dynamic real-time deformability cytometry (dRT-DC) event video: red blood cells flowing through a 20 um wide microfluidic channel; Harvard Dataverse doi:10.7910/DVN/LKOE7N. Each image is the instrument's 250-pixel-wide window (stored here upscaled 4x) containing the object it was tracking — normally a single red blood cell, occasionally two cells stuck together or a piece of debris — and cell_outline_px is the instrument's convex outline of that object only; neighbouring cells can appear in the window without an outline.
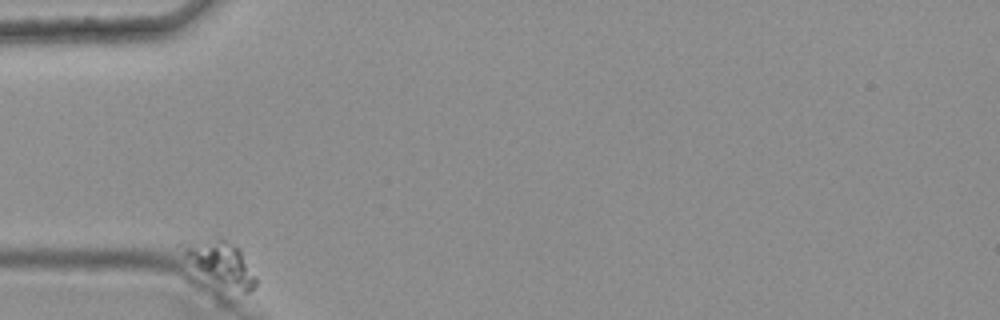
{"species": "common noctule bat (a hibernating species)", "species_latin": "Nyctalus noctula", "temperature_condition": "warm", "stored_images_in_passage": 6, "camera_frame_rate_fps": 3000, "um_per_image_px": 0.085, "animal": {"sex": "female", "body_mass_g": 25.1}, "frame": {"image": 1, "passage_image": 1, "time_ms": 0.0, "image_size_px": [1000, 320], "cell_outline_px": [[256, 284], [248, 292], [244, 292], [212, 276], [200, 268], [184, 256], [176, 244], [180, 240], [216, 236], [228, 240], [240, 248], [256, 276]], "centroid_in_image_um": [18.71, 22.16], "position_along_channel_um": 66.3, "area_um2": 18.09}}